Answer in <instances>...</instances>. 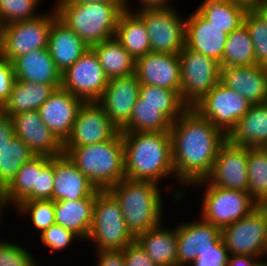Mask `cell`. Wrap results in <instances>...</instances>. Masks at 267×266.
Segmentation results:
<instances>
[{
    "label": "cell",
    "mask_w": 267,
    "mask_h": 266,
    "mask_svg": "<svg viewBox=\"0 0 267 266\" xmlns=\"http://www.w3.org/2000/svg\"><path fill=\"white\" fill-rule=\"evenodd\" d=\"M169 134L175 177L184 189L210 175L218 150L227 140L194 108H187L172 123Z\"/></svg>",
    "instance_id": "1"
},
{
    "label": "cell",
    "mask_w": 267,
    "mask_h": 266,
    "mask_svg": "<svg viewBox=\"0 0 267 266\" xmlns=\"http://www.w3.org/2000/svg\"><path fill=\"white\" fill-rule=\"evenodd\" d=\"M121 133L124 145L125 178L154 182L162 187L161 181L164 183V180L171 178L173 182L176 181V188L171 193L174 204L185 199L186 189L177 183L174 173L169 132Z\"/></svg>",
    "instance_id": "2"
},
{
    "label": "cell",
    "mask_w": 267,
    "mask_h": 266,
    "mask_svg": "<svg viewBox=\"0 0 267 266\" xmlns=\"http://www.w3.org/2000/svg\"><path fill=\"white\" fill-rule=\"evenodd\" d=\"M161 188L164 190L154 182L124 178L107 190L119 203L126 227L134 238L164 222Z\"/></svg>",
    "instance_id": "3"
},
{
    "label": "cell",
    "mask_w": 267,
    "mask_h": 266,
    "mask_svg": "<svg viewBox=\"0 0 267 266\" xmlns=\"http://www.w3.org/2000/svg\"><path fill=\"white\" fill-rule=\"evenodd\" d=\"M63 153L97 187L105 191L125 178L121 131L111 140L81 147H63Z\"/></svg>",
    "instance_id": "4"
},
{
    "label": "cell",
    "mask_w": 267,
    "mask_h": 266,
    "mask_svg": "<svg viewBox=\"0 0 267 266\" xmlns=\"http://www.w3.org/2000/svg\"><path fill=\"white\" fill-rule=\"evenodd\" d=\"M57 18L73 30L89 47L115 37L124 3L90 2L54 4Z\"/></svg>",
    "instance_id": "5"
},
{
    "label": "cell",
    "mask_w": 267,
    "mask_h": 266,
    "mask_svg": "<svg viewBox=\"0 0 267 266\" xmlns=\"http://www.w3.org/2000/svg\"><path fill=\"white\" fill-rule=\"evenodd\" d=\"M135 240L126 227L116 199L107 191H99L93 206V222L86 240L95 251L123 250Z\"/></svg>",
    "instance_id": "6"
},
{
    "label": "cell",
    "mask_w": 267,
    "mask_h": 266,
    "mask_svg": "<svg viewBox=\"0 0 267 266\" xmlns=\"http://www.w3.org/2000/svg\"><path fill=\"white\" fill-rule=\"evenodd\" d=\"M190 186L204 191L199 218L220 229L246 217L257 207V202L245 191L213 186L206 179Z\"/></svg>",
    "instance_id": "7"
},
{
    "label": "cell",
    "mask_w": 267,
    "mask_h": 266,
    "mask_svg": "<svg viewBox=\"0 0 267 266\" xmlns=\"http://www.w3.org/2000/svg\"><path fill=\"white\" fill-rule=\"evenodd\" d=\"M181 72V101L193 108L220 82V64L186 46L178 53Z\"/></svg>",
    "instance_id": "8"
},
{
    "label": "cell",
    "mask_w": 267,
    "mask_h": 266,
    "mask_svg": "<svg viewBox=\"0 0 267 266\" xmlns=\"http://www.w3.org/2000/svg\"><path fill=\"white\" fill-rule=\"evenodd\" d=\"M57 18L55 9L42 12L37 18L5 25L0 37V56L13 62L37 49L48 48V35Z\"/></svg>",
    "instance_id": "9"
},
{
    "label": "cell",
    "mask_w": 267,
    "mask_h": 266,
    "mask_svg": "<svg viewBox=\"0 0 267 266\" xmlns=\"http://www.w3.org/2000/svg\"><path fill=\"white\" fill-rule=\"evenodd\" d=\"M131 11L145 24L151 52L178 54L185 47L186 16L182 17L177 7Z\"/></svg>",
    "instance_id": "10"
},
{
    "label": "cell",
    "mask_w": 267,
    "mask_h": 266,
    "mask_svg": "<svg viewBox=\"0 0 267 266\" xmlns=\"http://www.w3.org/2000/svg\"><path fill=\"white\" fill-rule=\"evenodd\" d=\"M221 236L229 255L267 259V223L258 207L246 217L221 228Z\"/></svg>",
    "instance_id": "11"
},
{
    "label": "cell",
    "mask_w": 267,
    "mask_h": 266,
    "mask_svg": "<svg viewBox=\"0 0 267 266\" xmlns=\"http://www.w3.org/2000/svg\"><path fill=\"white\" fill-rule=\"evenodd\" d=\"M109 78L102 69L92 48L62 73L61 88L84 102L98 101L108 84Z\"/></svg>",
    "instance_id": "12"
},
{
    "label": "cell",
    "mask_w": 267,
    "mask_h": 266,
    "mask_svg": "<svg viewBox=\"0 0 267 266\" xmlns=\"http://www.w3.org/2000/svg\"><path fill=\"white\" fill-rule=\"evenodd\" d=\"M250 107L243 96L219 82L193 108L227 136Z\"/></svg>",
    "instance_id": "13"
},
{
    "label": "cell",
    "mask_w": 267,
    "mask_h": 266,
    "mask_svg": "<svg viewBox=\"0 0 267 266\" xmlns=\"http://www.w3.org/2000/svg\"><path fill=\"white\" fill-rule=\"evenodd\" d=\"M120 130L97 102H84L63 147H81L113 139Z\"/></svg>",
    "instance_id": "14"
},
{
    "label": "cell",
    "mask_w": 267,
    "mask_h": 266,
    "mask_svg": "<svg viewBox=\"0 0 267 266\" xmlns=\"http://www.w3.org/2000/svg\"><path fill=\"white\" fill-rule=\"evenodd\" d=\"M247 160L248 147L226 140L220 146L206 180L213 186L248 192Z\"/></svg>",
    "instance_id": "15"
},
{
    "label": "cell",
    "mask_w": 267,
    "mask_h": 266,
    "mask_svg": "<svg viewBox=\"0 0 267 266\" xmlns=\"http://www.w3.org/2000/svg\"><path fill=\"white\" fill-rule=\"evenodd\" d=\"M140 85L135 74L111 78L97 101L120 131L129 123L132 109L139 97Z\"/></svg>",
    "instance_id": "16"
},
{
    "label": "cell",
    "mask_w": 267,
    "mask_h": 266,
    "mask_svg": "<svg viewBox=\"0 0 267 266\" xmlns=\"http://www.w3.org/2000/svg\"><path fill=\"white\" fill-rule=\"evenodd\" d=\"M135 75L141 85L167 88L180 94L181 72L177 53L149 52L137 58Z\"/></svg>",
    "instance_id": "17"
},
{
    "label": "cell",
    "mask_w": 267,
    "mask_h": 266,
    "mask_svg": "<svg viewBox=\"0 0 267 266\" xmlns=\"http://www.w3.org/2000/svg\"><path fill=\"white\" fill-rule=\"evenodd\" d=\"M84 101L63 88L55 89L38 109L42 122L63 144L69 137Z\"/></svg>",
    "instance_id": "18"
},
{
    "label": "cell",
    "mask_w": 267,
    "mask_h": 266,
    "mask_svg": "<svg viewBox=\"0 0 267 266\" xmlns=\"http://www.w3.org/2000/svg\"><path fill=\"white\" fill-rule=\"evenodd\" d=\"M54 187L52 200L76 201L96 197L100 191L66 154L53 157Z\"/></svg>",
    "instance_id": "19"
},
{
    "label": "cell",
    "mask_w": 267,
    "mask_h": 266,
    "mask_svg": "<svg viewBox=\"0 0 267 266\" xmlns=\"http://www.w3.org/2000/svg\"><path fill=\"white\" fill-rule=\"evenodd\" d=\"M228 33L211 24L196 9L186 18L185 46L221 62Z\"/></svg>",
    "instance_id": "20"
},
{
    "label": "cell",
    "mask_w": 267,
    "mask_h": 266,
    "mask_svg": "<svg viewBox=\"0 0 267 266\" xmlns=\"http://www.w3.org/2000/svg\"><path fill=\"white\" fill-rule=\"evenodd\" d=\"M15 136L19 137L35 155L49 157L63 154V144L42 122L38 110L19 113L12 117Z\"/></svg>",
    "instance_id": "21"
},
{
    "label": "cell",
    "mask_w": 267,
    "mask_h": 266,
    "mask_svg": "<svg viewBox=\"0 0 267 266\" xmlns=\"http://www.w3.org/2000/svg\"><path fill=\"white\" fill-rule=\"evenodd\" d=\"M220 82L251 105L267 102V66H232L220 70Z\"/></svg>",
    "instance_id": "22"
},
{
    "label": "cell",
    "mask_w": 267,
    "mask_h": 266,
    "mask_svg": "<svg viewBox=\"0 0 267 266\" xmlns=\"http://www.w3.org/2000/svg\"><path fill=\"white\" fill-rule=\"evenodd\" d=\"M12 63L16 80L61 88L62 73L50 56L48 48L26 53Z\"/></svg>",
    "instance_id": "23"
},
{
    "label": "cell",
    "mask_w": 267,
    "mask_h": 266,
    "mask_svg": "<svg viewBox=\"0 0 267 266\" xmlns=\"http://www.w3.org/2000/svg\"><path fill=\"white\" fill-rule=\"evenodd\" d=\"M89 47L63 22L56 18L48 35V50L57 68L63 73L71 67Z\"/></svg>",
    "instance_id": "24"
},
{
    "label": "cell",
    "mask_w": 267,
    "mask_h": 266,
    "mask_svg": "<svg viewBox=\"0 0 267 266\" xmlns=\"http://www.w3.org/2000/svg\"><path fill=\"white\" fill-rule=\"evenodd\" d=\"M237 146L262 148L267 142V102L251 105L227 135Z\"/></svg>",
    "instance_id": "25"
},
{
    "label": "cell",
    "mask_w": 267,
    "mask_h": 266,
    "mask_svg": "<svg viewBox=\"0 0 267 266\" xmlns=\"http://www.w3.org/2000/svg\"><path fill=\"white\" fill-rule=\"evenodd\" d=\"M135 240L157 266H177L176 225L167 228L162 222L138 235Z\"/></svg>",
    "instance_id": "26"
},
{
    "label": "cell",
    "mask_w": 267,
    "mask_h": 266,
    "mask_svg": "<svg viewBox=\"0 0 267 266\" xmlns=\"http://www.w3.org/2000/svg\"><path fill=\"white\" fill-rule=\"evenodd\" d=\"M95 200L96 197H87L76 201L54 202L55 223L72 231L85 243L93 222Z\"/></svg>",
    "instance_id": "27"
},
{
    "label": "cell",
    "mask_w": 267,
    "mask_h": 266,
    "mask_svg": "<svg viewBox=\"0 0 267 266\" xmlns=\"http://www.w3.org/2000/svg\"><path fill=\"white\" fill-rule=\"evenodd\" d=\"M52 85L15 80L11 94L0 110L4 116H13L38 110L54 92Z\"/></svg>",
    "instance_id": "28"
},
{
    "label": "cell",
    "mask_w": 267,
    "mask_h": 266,
    "mask_svg": "<svg viewBox=\"0 0 267 266\" xmlns=\"http://www.w3.org/2000/svg\"><path fill=\"white\" fill-rule=\"evenodd\" d=\"M115 38L135 59L151 52L144 22L131 10H124L118 19Z\"/></svg>",
    "instance_id": "29"
},
{
    "label": "cell",
    "mask_w": 267,
    "mask_h": 266,
    "mask_svg": "<svg viewBox=\"0 0 267 266\" xmlns=\"http://www.w3.org/2000/svg\"><path fill=\"white\" fill-rule=\"evenodd\" d=\"M40 173V155L25 162L9 185L3 190L6 207L13 210L22 201L37 200V180Z\"/></svg>",
    "instance_id": "30"
},
{
    "label": "cell",
    "mask_w": 267,
    "mask_h": 266,
    "mask_svg": "<svg viewBox=\"0 0 267 266\" xmlns=\"http://www.w3.org/2000/svg\"><path fill=\"white\" fill-rule=\"evenodd\" d=\"M91 48L95 51L100 65L109 79L135 74L136 59L124 49L115 37Z\"/></svg>",
    "instance_id": "31"
},
{
    "label": "cell",
    "mask_w": 267,
    "mask_h": 266,
    "mask_svg": "<svg viewBox=\"0 0 267 266\" xmlns=\"http://www.w3.org/2000/svg\"><path fill=\"white\" fill-rule=\"evenodd\" d=\"M196 10L211 24L230 34L243 25L249 8L231 0H204Z\"/></svg>",
    "instance_id": "32"
},
{
    "label": "cell",
    "mask_w": 267,
    "mask_h": 266,
    "mask_svg": "<svg viewBox=\"0 0 267 266\" xmlns=\"http://www.w3.org/2000/svg\"><path fill=\"white\" fill-rule=\"evenodd\" d=\"M220 68L256 65L253 42L243 24L228 34Z\"/></svg>",
    "instance_id": "33"
},
{
    "label": "cell",
    "mask_w": 267,
    "mask_h": 266,
    "mask_svg": "<svg viewBox=\"0 0 267 266\" xmlns=\"http://www.w3.org/2000/svg\"><path fill=\"white\" fill-rule=\"evenodd\" d=\"M171 125L164 115V105L135 104L129 123L121 132H169Z\"/></svg>",
    "instance_id": "34"
},
{
    "label": "cell",
    "mask_w": 267,
    "mask_h": 266,
    "mask_svg": "<svg viewBox=\"0 0 267 266\" xmlns=\"http://www.w3.org/2000/svg\"><path fill=\"white\" fill-rule=\"evenodd\" d=\"M34 156V152L17 136L0 149V188L4 190L23 164Z\"/></svg>",
    "instance_id": "35"
},
{
    "label": "cell",
    "mask_w": 267,
    "mask_h": 266,
    "mask_svg": "<svg viewBox=\"0 0 267 266\" xmlns=\"http://www.w3.org/2000/svg\"><path fill=\"white\" fill-rule=\"evenodd\" d=\"M135 104L164 105V115L172 123L188 108L177 91L153 85H140Z\"/></svg>",
    "instance_id": "36"
},
{
    "label": "cell",
    "mask_w": 267,
    "mask_h": 266,
    "mask_svg": "<svg viewBox=\"0 0 267 266\" xmlns=\"http://www.w3.org/2000/svg\"><path fill=\"white\" fill-rule=\"evenodd\" d=\"M248 193L258 203L267 198V152L248 148Z\"/></svg>",
    "instance_id": "37"
},
{
    "label": "cell",
    "mask_w": 267,
    "mask_h": 266,
    "mask_svg": "<svg viewBox=\"0 0 267 266\" xmlns=\"http://www.w3.org/2000/svg\"><path fill=\"white\" fill-rule=\"evenodd\" d=\"M20 216L30 218L31 226L39 234L55 224V208L53 200L22 201L14 208Z\"/></svg>",
    "instance_id": "38"
},
{
    "label": "cell",
    "mask_w": 267,
    "mask_h": 266,
    "mask_svg": "<svg viewBox=\"0 0 267 266\" xmlns=\"http://www.w3.org/2000/svg\"><path fill=\"white\" fill-rule=\"evenodd\" d=\"M41 2L43 0H0V19L3 26L37 18L42 14L37 11Z\"/></svg>",
    "instance_id": "39"
},
{
    "label": "cell",
    "mask_w": 267,
    "mask_h": 266,
    "mask_svg": "<svg viewBox=\"0 0 267 266\" xmlns=\"http://www.w3.org/2000/svg\"><path fill=\"white\" fill-rule=\"evenodd\" d=\"M251 37L255 52V63L267 66V24L252 9H249L243 23Z\"/></svg>",
    "instance_id": "40"
},
{
    "label": "cell",
    "mask_w": 267,
    "mask_h": 266,
    "mask_svg": "<svg viewBox=\"0 0 267 266\" xmlns=\"http://www.w3.org/2000/svg\"><path fill=\"white\" fill-rule=\"evenodd\" d=\"M2 238L0 237V266H43L24 244Z\"/></svg>",
    "instance_id": "41"
},
{
    "label": "cell",
    "mask_w": 267,
    "mask_h": 266,
    "mask_svg": "<svg viewBox=\"0 0 267 266\" xmlns=\"http://www.w3.org/2000/svg\"><path fill=\"white\" fill-rule=\"evenodd\" d=\"M188 236L197 248L216 247L221 241V229L203 219L188 221Z\"/></svg>",
    "instance_id": "42"
},
{
    "label": "cell",
    "mask_w": 267,
    "mask_h": 266,
    "mask_svg": "<svg viewBox=\"0 0 267 266\" xmlns=\"http://www.w3.org/2000/svg\"><path fill=\"white\" fill-rule=\"evenodd\" d=\"M40 241L43 246L49 248L51 252H63L69 249L73 242L81 241L80 238L72 231L67 230L59 224H53L44 230L40 235ZM76 239V240H75Z\"/></svg>",
    "instance_id": "43"
},
{
    "label": "cell",
    "mask_w": 267,
    "mask_h": 266,
    "mask_svg": "<svg viewBox=\"0 0 267 266\" xmlns=\"http://www.w3.org/2000/svg\"><path fill=\"white\" fill-rule=\"evenodd\" d=\"M177 231V266H189L198 257L197 246L188 236V220L176 225Z\"/></svg>",
    "instance_id": "44"
},
{
    "label": "cell",
    "mask_w": 267,
    "mask_h": 266,
    "mask_svg": "<svg viewBox=\"0 0 267 266\" xmlns=\"http://www.w3.org/2000/svg\"><path fill=\"white\" fill-rule=\"evenodd\" d=\"M53 157L40 155L37 180V200H52L54 187Z\"/></svg>",
    "instance_id": "45"
},
{
    "label": "cell",
    "mask_w": 267,
    "mask_h": 266,
    "mask_svg": "<svg viewBox=\"0 0 267 266\" xmlns=\"http://www.w3.org/2000/svg\"><path fill=\"white\" fill-rule=\"evenodd\" d=\"M198 257L189 266H226L228 251L221 241L216 247L197 248Z\"/></svg>",
    "instance_id": "46"
},
{
    "label": "cell",
    "mask_w": 267,
    "mask_h": 266,
    "mask_svg": "<svg viewBox=\"0 0 267 266\" xmlns=\"http://www.w3.org/2000/svg\"><path fill=\"white\" fill-rule=\"evenodd\" d=\"M15 80L13 63L0 56V110L6 104Z\"/></svg>",
    "instance_id": "47"
},
{
    "label": "cell",
    "mask_w": 267,
    "mask_h": 266,
    "mask_svg": "<svg viewBox=\"0 0 267 266\" xmlns=\"http://www.w3.org/2000/svg\"><path fill=\"white\" fill-rule=\"evenodd\" d=\"M122 251L125 266H157L136 240Z\"/></svg>",
    "instance_id": "48"
},
{
    "label": "cell",
    "mask_w": 267,
    "mask_h": 266,
    "mask_svg": "<svg viewBox=\"0 0 267 266\" xmlns=\"http://www.w3.org/2000/svg\"><path fill=\"white\" fill-rule=\"evenodd\" d=\"M95 252L96 266H125L122 250H99Z\"/></svg>",
    "instance_id": "49"
},
{
    "label": "cell",
    "mask_w": 267,
    "mask_h": 266,
    "mask_svg": "<svg viewBox=\"0 0 267 266\" xmlns=\"http://www.w3.org/2000/svg\"><path fill=\"white\" fill-rule=\"evenodd\" d=\"M15 136V123L10 117L0 113V149L10 144Z\"/></svg>",
    "instance_id": "50"
},
{
    "label": "cell",
    "mask_w": 267,
    "mask_h": 266,
    "mask_svg": "<svg viewBox=\"0 0 267 266\" xmlns=\"http://www.w3.org/2000/svg\"><path fill=\"white\" fill-rule=\"evenodd\" d=\"M137 1V0H136ZM173 0H138L139 8L136 5V7L132 8L131 3L127 9L129 10H146V9H170L175 7V5L172 4Z\"/></svg>",
    "instance_id": "51"
},
{
    "label": "cell",
    "mask_w": 267,
    "mask_h": 266,
    "mask_svg": "<svg viewBox=\"0 0 267 266\" xmlns=\"http://www.w3.org/2000/svg\"><path fill=\"white\" fill-rule=\"evenodd\" d=\"M261 260L251 255H229L226 266H256Z\"/></svg>",
    "instance_id": "52"
},
{
    "label": "cell",
    "mask_w": 267,
    "mask_h": 266,
    "mask_svg": "<svg viewBox=\"0 0 267 266\" xmlns=\"http://www.w3.org/2000/svg\"><path fill=\"white\" fill-rule=\"evenodd\" d=\"M252 10L267 24V0H260Z\"/></svg>",
    "instance_id": "53"
},
{
    "label": "cell",
    "mask_w": 267,
    "mask_h": 266,
    "mask_svg": "<svg viewBox=\"0 0 267 266\" xmlns=\"http://www.w3.org/2000/svg\"><path fill=\"white\" fill-rule=\"evenodd\" d=\"M90 2L123 3L121 0H56L53 4H81Z\"/></svg>",
    "instance_id": "54"
},
{
    "label": "cell",
    "mask_w": 267,
    "mask_h": 266,
    "mask_svg": "<svg viewBox=\"0 0 267 266\" xmlns=\"http://www.w3.org/2000/svg\"><path fill=\"white\" fill-rule=\"evenodd\" d=\"M231 1L241 3L247 6L249 9H252L260 0H231Z\"/></svg>",
    "instance_id": "55"
},
{
    "label": "cell",
    "mask_w": 267,
    "mask_h": 266,
    "mask_svg": "<svg viewBox=\"0 0 267 266\" xmlns=\"http://www.w3.org/2000/svg\"><path fill=\"white\" fill-rule=\"evenodd\" d=\"M257 207L261 210V212L264 214L266 223H267V198L258 202Z\"/></svg>",
    "instance_id": "56"
},
{
    "label": "cell",
    "mask_w": 267,
    "mask_h": 266,
    "mask_svg": "<svg viewBox=\"0 0 267 266\" xmlns=\"http://www.w3.org/2000/svg\"><path fill=\"white\" fill-rule=\"evenodd\" d=\"M6 208L7 207L4 203V198H3V190L0 188V215H6L5 214V211L7 212V210H5Z\"/></svg>",
    "instance_id": "57"
},
{
    "label": "cell",
    "mask_w": 267,
    "mask_h": 266,
    "mask_svg": "<svg viewBox=\"0 0 267 266\" xmlns=\"http://www.w3.org/2000/svg\"><path fill=\"white\" fill-rule=\"evenodd\" d=\"M265 260H267V259H264V261L262 259L256 266H267V261H265Z\"/></svg>",
    "instance_id": "58"
},
{
    "label": "cell",
    "mask_w": 267,
    "mask_h": 266,
    "mask_svg": "<svg viewBox=\"0 0 267 266\" xmlns=\"http://www.w3.org/2000/svg\"><path fill=\"white\" fill-rule=\"evenodd\" d=\"M127 7L130 5V2H128L129 0H121Z\"/></svg>",
    "instance_id": "59"
},
{
    "label": "cell",
    "mask_w": 267,
    "mask_h": 266,
    "mask_svg": "<svg viewBox=\"0 0 267 266\" xmlns=\"http://www.w3.org/2000/svg\"><path fill=\"white\" fill-rule=\"evenodd\" d=\"M2 28H3V23L1 22V19H0V37H1V33H2Z\"/></svg>",
    "instance_id": "60"
},
{
    "label": "cell",
    "mask_w": 267,
    "mask_h": 266,
    "mask_svg": "<svg viewBox=\"0 0 267 266\" xmlns=\"http://www.w3.org/2000/svg\"><path fill=\"white\" fill-rule=\"evenodd\" d=\"M3 219H4V218H3V215H0V226H1L2 223L5 222V220L3 221ZM0 230H1V229H0Z\"/></svg>",
    "instance_id": "61"
},
{
    "label": "cell",
    "mask_w": 267,
    "mask_h": 266,
    "mask_svg": "<svg viewBox=\"0 0 267 266\" xmlns=\"http://www.w3.org/2000/svg\"><path fill=\"white\" fill-rule=\"evenodd\" d=\"M267 152V142L262 147Z\"/></svg>",
    "instance_id": "62"
}]
</instances>
